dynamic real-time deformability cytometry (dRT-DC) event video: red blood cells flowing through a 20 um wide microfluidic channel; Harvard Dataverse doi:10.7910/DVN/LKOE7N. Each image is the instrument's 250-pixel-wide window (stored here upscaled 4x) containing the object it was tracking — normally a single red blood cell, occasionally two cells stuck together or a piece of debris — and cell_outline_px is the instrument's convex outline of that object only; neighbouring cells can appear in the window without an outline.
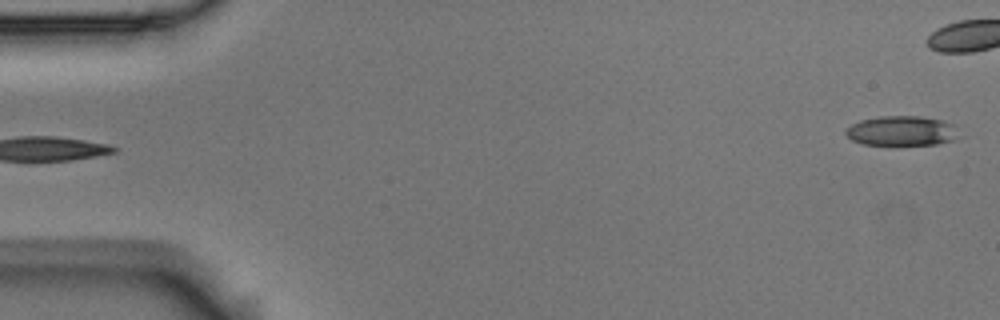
{"species": "Egyptian fruit bat (a non-hibernating species)", "species_latin": "Rousettus aegyptiacus", "temperature_condition": "room temperature", "stored_images_in_passage": 5, "segment_of_instrument_passage": [2, 2], "camera_frame_rate_fps": 3000, "um_per_image_px": 0.085, "animal": {"sex": "male"}, "frame": {"image": 1, "passage_image": 5, "time_ms": 1.333, "image_size_px": [1000, 320], "cell_outline_px": [[964, 136], [952, 140], [936, 144], [864, 144], [852, 140], [844, 132], [852, 124], [860, 120], [880, 116], [920, 116], [944, 120], [956, 124]], "centroid_in_image_um": [76.76, 11.11], "position_along_channel_um": 8.2, "area_um2": 19.88}}